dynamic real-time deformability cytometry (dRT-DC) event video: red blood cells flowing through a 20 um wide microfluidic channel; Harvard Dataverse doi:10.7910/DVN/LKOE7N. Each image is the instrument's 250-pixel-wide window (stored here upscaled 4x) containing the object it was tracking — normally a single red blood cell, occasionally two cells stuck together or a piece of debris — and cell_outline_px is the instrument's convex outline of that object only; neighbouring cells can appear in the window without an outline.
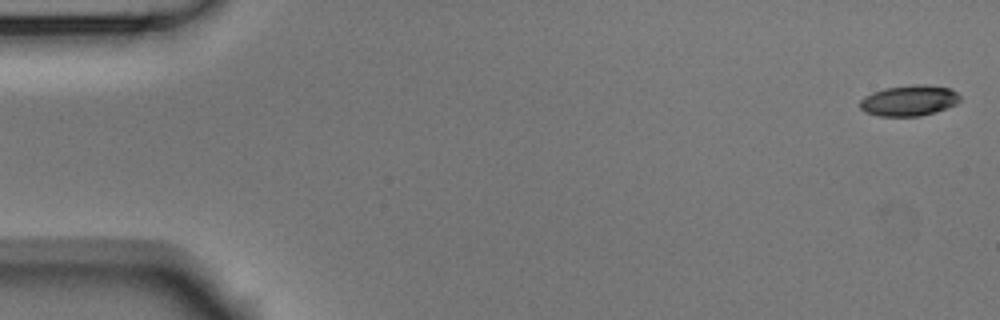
{"species": "Egyptian fruit bat (a non-hibernating species)", "species_latin": "Rousettus aegyptiacus", "temperature_condition": "room temperature", "stored_images_in_passage": 3, "segment_of_instrument_passage": [2, 2], "camera_frame_rate_fps": 3000, "um_per_image_px": 0.085, "animal": {"sex": "male"}, "frame": {"image": 1, "passage_image": 3, "time_ms": 0.667, "image_size_px": [1000, 320], "cell_outline_px": [[960, 100], [956, 104], [936, 112], [920, 116], [880, 116], [864, 112], [860, 108], [860, 100], [864, 96], [872, 92], [884, 88], [916, 84], [924, 84], [952, 88], [960, 96]], "centroid_in_image_um": [77.27, 8.54], "position_along_channel_um": 7.7, "area_um2": 18.09}}